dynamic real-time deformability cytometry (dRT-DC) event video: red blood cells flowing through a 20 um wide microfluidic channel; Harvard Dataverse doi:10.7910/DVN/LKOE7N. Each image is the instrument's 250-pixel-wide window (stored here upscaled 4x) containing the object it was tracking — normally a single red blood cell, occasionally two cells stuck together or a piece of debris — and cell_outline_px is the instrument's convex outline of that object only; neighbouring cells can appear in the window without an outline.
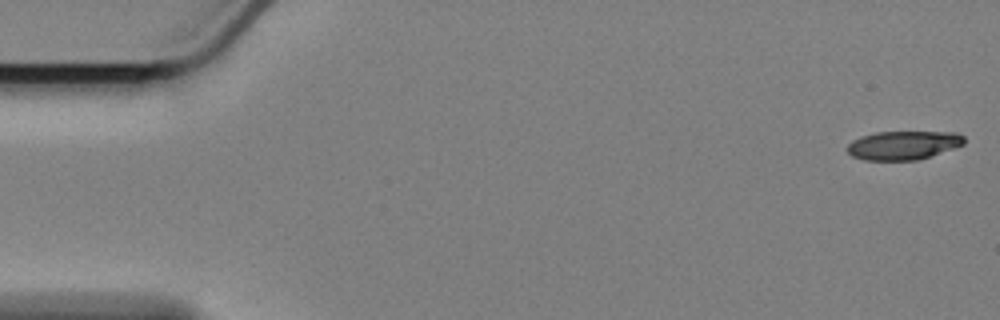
{"species": "Egyptian fruit bat (a non-hibernating species)", "species_latin": "Rousettus aegyptiacus", "temperature_condition": "cold", "stored_images_in_passage": 58, "camera_frame_rate_fps": 3000, "um_per_image_px": 0.085, "animal": {"sex": "female"}, "frame": {"image": 1, "passage_image": 1, "time_ms": 0.0, "image_size_px": [1000, 320], "cell_outline_px": [[964, 144], [916, 160], [864, 160], [852, 156], [848, 152], [848, 144], [852, 140], [860, 136], [876, 132], [956, 132], [964, 136]], "centroid_in_image_um": [76.74, 12.33], "position_along_channel_um": 8.3, "area_um2": 19.36}}
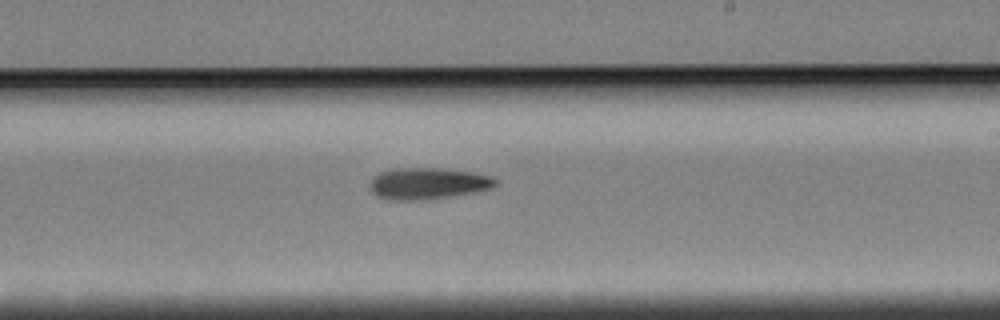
{"frame": {"image": 2, "passage_image": 34, "time_ms": 11.0, "image_size_px": [1000, 320], "cell_outline_px": [[496, 184], [492, 188], [476, 192], [452, 196], [416, 200], [388, 200], [376, 196], [368, 188], [368, 184], [372, 176], [380, 172], [392, 168], [440, 168], [476, 172], [492, 176], [496, 180]], "centroid_in_image_um": [36.32, 15.59], "position_along_channel_um": 252.7, "area_um2": 23.47}}
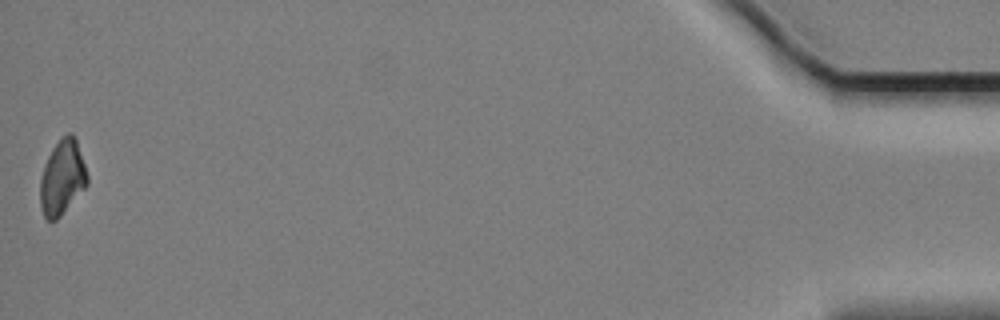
{"frame": {"image": 3, "passage_image": 58, "time_ms": 19.0, "image_size_px": [1000, 320], "cell_outline_px": [[88, 184], [60, 216], [56, 220], [48, 220], [44, 216], [40, 204], [40, 180], [44, 164], [52, 148], [60, 136], [68, 132], [72, 132], [76, 136], [88, 176]], "centroid_in_image_um": [5.29, 15.03], "position_along_channel_um": 429.9, "area_um2": 20.69}, "authors_computed_cell_mechanics": {"area_um2": 21.8195, "velocity_mm_per_s": 3.3924, "shape_relaxation_time_tau1_ms": 3.9135, "shape_relaxation_time_tau2_ms": null, "deformation_change_tau1": 0.1256, "deformation_change_tau2": null}}